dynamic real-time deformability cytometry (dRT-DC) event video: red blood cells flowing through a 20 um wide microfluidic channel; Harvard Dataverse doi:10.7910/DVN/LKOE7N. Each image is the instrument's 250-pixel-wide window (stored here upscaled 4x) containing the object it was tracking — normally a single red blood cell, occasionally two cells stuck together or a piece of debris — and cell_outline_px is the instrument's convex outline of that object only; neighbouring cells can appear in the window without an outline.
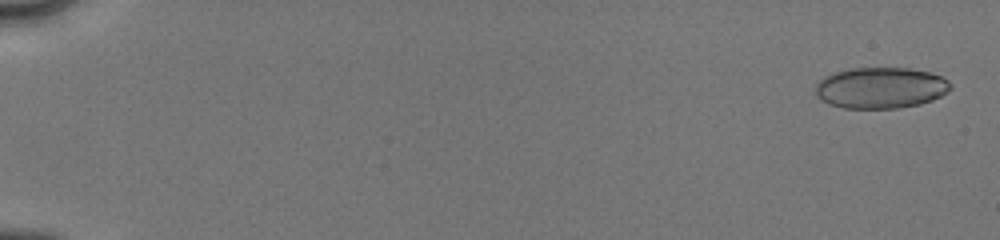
{"species": "human", "species_latin": "Homo sapiens", "temperature_condition": "cold", "stored_images_in_passage": 9, "camera_frame_rate_fps": 3000, "um_per_image_px": 0.085, "donor": {"sex": "male"}, "frame": {"image": 1, "passage_image": 2, "time_ms": 0.333, "image_size_px": [1000, 240], "cell_outline_px": [[952, 88], [948, 92], [932, 100], [920, 104], [900, 108], [844, 108], [828, 104], [820, 100], [816, 96], [816, 84], [824, 76], [848, 68], [908, 68], [928, 72], [940, 76], [948, 80], [952, 84]], "centroid_in_image_um": [74.85, 7.47], "position_along_channel_um": 10.1, "area_um2": 32.54}}
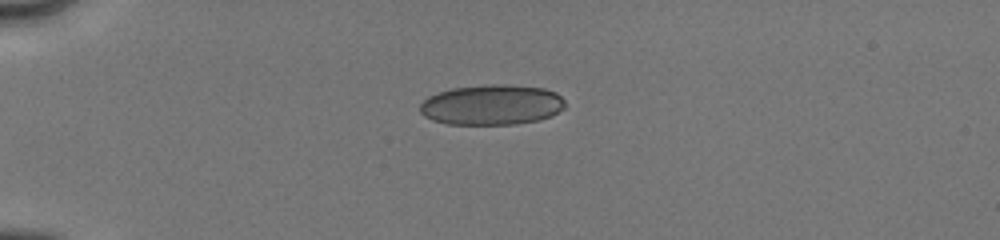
{"frame": {"image": 2, "passage_image": 8, "time_ms": 4.667, "image_size_px": [1000, 240], "cell_outline_px": [[564, 108], [552, 116], [540, 120], [516, 124], [448, 124], [432, 120], [424, 116], [420, 112], [420, 104], [428, 96], [452, 88], [488, 84], [508, 84], [544, 88], [556, 92], [564, 100]], "centroid_in_image_um": [41.81, 8.91], "position_along_channel_um": 43.2, "area_um2": 34.28}}